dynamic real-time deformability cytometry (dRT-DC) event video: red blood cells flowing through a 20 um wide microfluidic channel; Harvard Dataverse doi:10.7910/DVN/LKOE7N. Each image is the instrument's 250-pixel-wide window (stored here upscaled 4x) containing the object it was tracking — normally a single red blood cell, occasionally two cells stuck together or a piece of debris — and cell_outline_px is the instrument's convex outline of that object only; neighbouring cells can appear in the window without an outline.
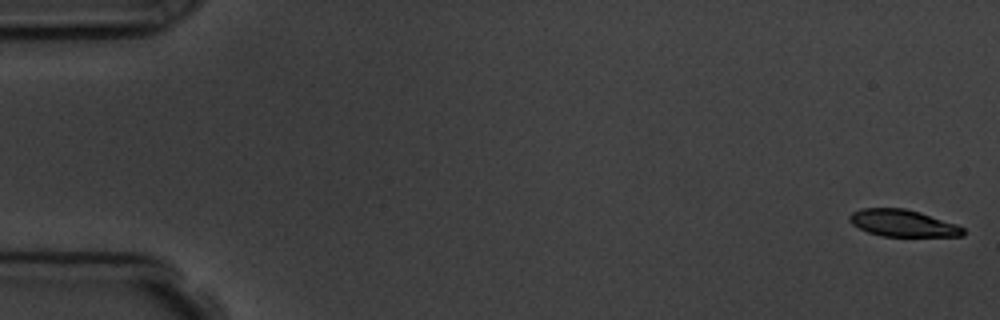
{"species": "common noctule bat (a hibernating species)", "species_latin": "Nyctalus noctula", "temperature_condition": "room temperature", "stored_images_in_passage": 5, "camera_frame_rate_fps": 3000, "um_per_image_px": 0.085, "animal": {"sex": "male", "body_mass_g": 19.5, "forearm_length_mm": 54.6}, "frame": {"image": 1, "passage_image": 1, "time_ms": 0.0, "image_size_px": [1000, 320], "cell_outline_px": [[964, 236], [880, 236], [868, 232], [852, 224], [848, 220], [848, 216], [852, 212], [860, 208], [904, 208], [920, 212], [956, 224], [964, 228]], "centroid_in_image_um": [76.71, 18.96], "position_along_channel_um": 8.3, "area_um2": 17.8}}
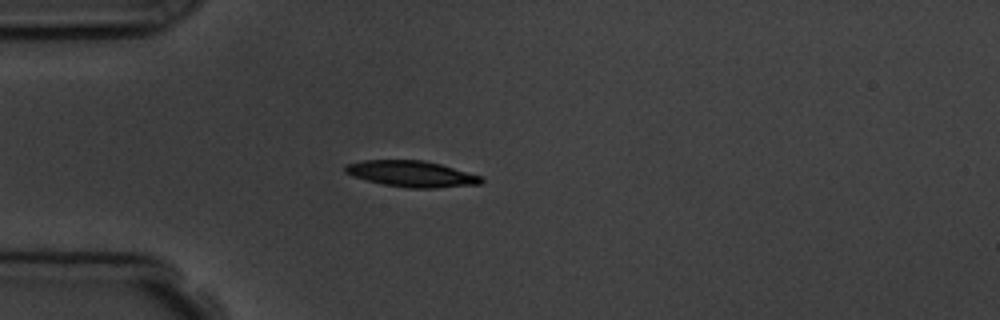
{"frame": {"image": 2, "passage_image": 5, "time_ms": 4.667, "image_size_px": [1000, 320], "cell_outline_px": [[484, 180], [480, 184], [436, 188], [408, 188], [384, 184], [352, 176], [344, 172], [344, 164], [364, 160], [424, 160], [440, 164], [484, 176]], "centroid_in_image_um": [35.0, 14.77], "position_along_channel_um": 50.0, "area_um2": 20.81}}